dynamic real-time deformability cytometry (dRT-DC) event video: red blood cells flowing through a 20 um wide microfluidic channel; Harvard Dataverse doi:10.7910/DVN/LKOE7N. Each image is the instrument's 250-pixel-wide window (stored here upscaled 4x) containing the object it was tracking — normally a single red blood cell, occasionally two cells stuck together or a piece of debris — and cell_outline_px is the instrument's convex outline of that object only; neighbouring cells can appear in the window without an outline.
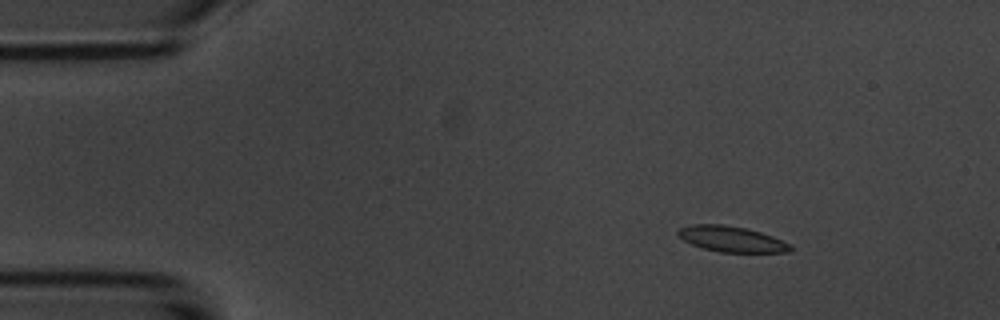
{"species": "common noctule bat (a hibernating species)", "species_latin": "Nyctalus noctula", "temperature_condition": "room temperature", "stored_images_in_passage": 48, "camera_frame_rate_fps": 3000, "um_per_image_px": 0.085, "animal": {"sex": "male", "body_mass_g": 20.1, "forearm_length_mm": 53.5}, "frame": {"image": 1, "passage_image": 1, "time_ms": 0.0, "image_size_px": [1000, 320], "cell_outline_px": [[792, 252], [720, 252], [704, 248], [692, 244], [684, 240], [676, 232], [680, 228], [692, 224], [724, 224], [748, 228], [772, 236], [792, 244]], "centroid_in_image_um": [62.22, 20.31], "position_along_channel_um": 22.8, "area_um2": 16.82}}
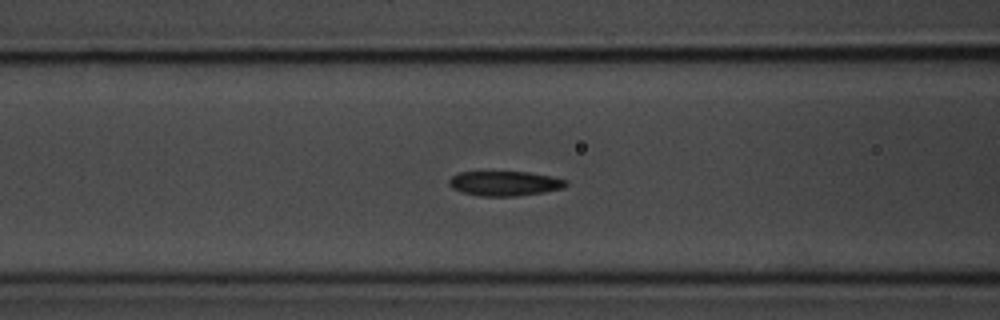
{"frame": {"image": 2, "passage_image": 15, "time_ms": 4.667, "image_size_px": [1000, 320], "cell_outline_px": [[568, 184], [564, 188], [544, 192], [516, 196], [480, 196], [460, 192], [452, 188], [448, 184], [448, 180], [452, 176], [460, 172], [528, 172], [552, 176], [568, 180]], "centroid_in_image_um": [42.91, 15.59], "position_along_channel_um": 123.7, "area_um2": 16.99}}
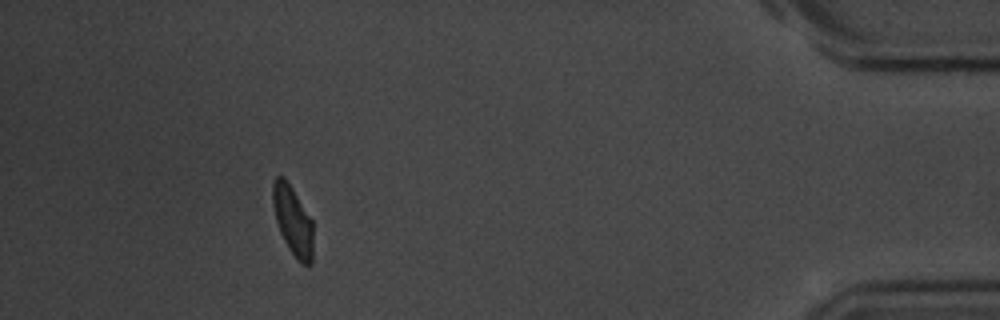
{"frame": {"image": 3, "passage_image": 43, "time_ms": 14.0, "image_size_px": [1000, 320], "cell_outline_px": [[312, 264], [300, 264], [296, 260], [288, 248], [280, 232], [276, 220], [272, 204], [272, 180], [276, 176], [284, 176], [292, 188], [312, 220]], "centroid_in_image_um": [24.86, 18.75], "position_along_channel_um": 410.3, "area_um2": 16.36}, "authors_computed_cell_mechanics": {"area_um2": 17.051, "velocity_mm_per_s": 3.6983, "shape_relaxation_time_tau1_ms": 2.3923, "shape_relaxation_time_tau2_ms": 3.3912, "deformation_change_tau1": 0.1079, "deformation_change_tau2": 0.0656}}